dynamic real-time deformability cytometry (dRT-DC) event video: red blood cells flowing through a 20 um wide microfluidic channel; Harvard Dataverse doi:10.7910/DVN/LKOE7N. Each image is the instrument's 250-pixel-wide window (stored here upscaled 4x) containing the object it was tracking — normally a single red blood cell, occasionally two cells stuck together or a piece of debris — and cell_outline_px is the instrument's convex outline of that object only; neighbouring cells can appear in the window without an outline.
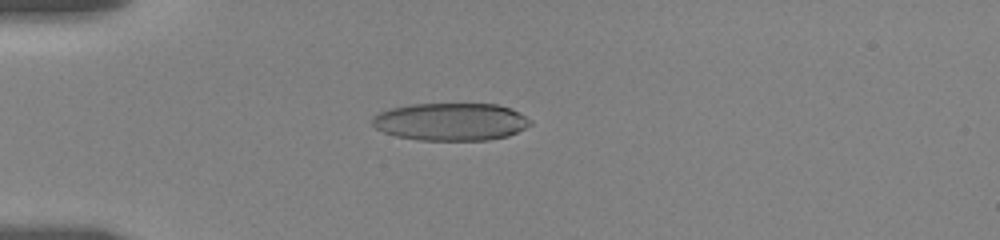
{"species": "human", "species_latin": "Homo sapiens", "temperature_condition": "room temperature", "stored_images_in_passage": 7, "camera_frame_rate_fps": 3000, "um_per_image_px": 0.085, "donor": {"sex": "female"}, "frame": {"image": 1, "passage_image": 3, "time_ms": 0.667, "image_size_px": [1000, 240], "cell_outline_px": [[532, 124], [508, 136], [488, 140], [420, 140], [396, 136], [384, 132], [376, 128], [372, 124], [372, 116], [380, 112], [392, 108], [412, 104], [496, 104], [512, 108], [532, 120]], "centroid_in_image_um": [38.33, 10.35], "position_along_channel_um": 46.7, "area_um2": 34.68}}